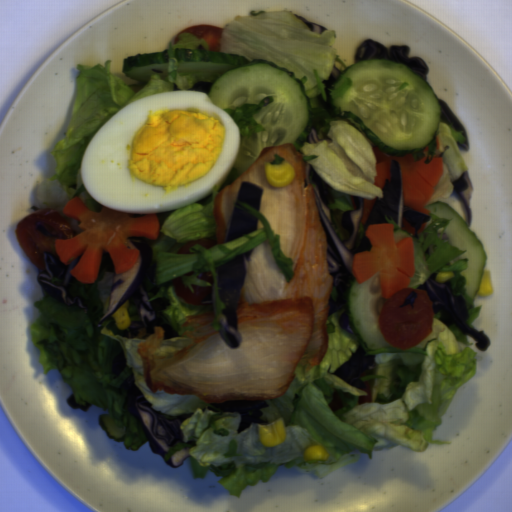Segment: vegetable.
Listing matches in <instances>:
<instances>
[{
    "label": "vegetable",
    "mask_w": 512,
    "mask_h": 512,
    "mask_svg": "<svg viewBox=\"0 0 512 512\" xmlns=\"http://www.w3.org/2000/svg\"><path fill=\"white\" fill-rule=\"evenodd\" d=\"M330 297L334 300V302L337 300V289L335 288L334 279H333V287L330 293Z\"/></svg>",
    "instance_id": "obj_11"
},
{
    "label": "vegetable",
    "mask_w": 512,
    "mask_h": 512,
    "mask_svg": "<svg viewBox=\"0 0 512 512\" xmlns=\"http://www.w3.org/2000/svg\"><path fill=\"white\" fill-rule=\"evenodd\" d=\"M427 216L429 220L425 222V228L416 238L412 233L403 231V226H398L392 219V215L384 216L385 224H393V237L396 244L404 238L412 237L414 273L412 277H408L410 282L406 288L419 290V286L436 273L453 272L455 276L445 282H450L455 295H461L464 298L469 311L466 322L468 325L472 324L478 317L481 304L479 302L475 304L474 298L469 297L465 292L466 279L461 275V271L467 269L469 259H461L453 265H447L466 253V249H457L449 241L446 229L451 218L442 219L431 212Z\"/></svg>",
    "instance_id": "obj_5"
},
{
    "label": "vegetable",
    "mask_w": 512,
    "mask_h": 512,
    "mask_svg": "<svg viewBox=\"0 0 512 512\" xmlns=\"http://www.w3.org/2000/svg\"><path fill=\"white\" fill-rule=\"evenodd\" d=\"M67 287L76 291L87 308L69 305L47 296L34 303L41 314L29 326L44 375L58 370L70 387V396L81 405H96L126 429L124 445L137 449L148 436L126 405L127 391L121 383L131 374L141 394L160 413L180 416L193 413L180 427L181 441L163 455L167 463L180 448H190L193 479H205L208 471L222 478L218 483L230 496L240 498L247 486L269 482L282 466L324 478L340 467L359 461L355 450L373 460L377 437L423 451L434 441L433 432L442 425L456 392L475 375L478 353L470 350L467 335L456 325L446 326L433 313L432 332L412 347L399 349L386 342L378 323L386 300L377 271L367 281L352 279L347 287L345 308L328 316V349L320 363L310 367L300 358L288 389L276 398L265 399L259 420L272 423L282 418L287 438L270 447L259 437L258 422L238 432L240 413L224 411L194 394L151 392L145 383L143 357L138 346L148 337L136 304L128 299L131 324L120 330L114 318L97 320L104 312L98 294V279L81 282L70 273ZM348 319L356 335L341 329L340 315ZM362 346L366 355L375 354L373 370L360 379L371 384L370 403L358 404L366 391L353 387L333 373ZM123 351L125 369L114 379L112 360ZM343 408L332 411L328 404L334 390ZM218 412H212L207 408ZM320 445L329 453L325 460H305L304 450Z\"/></svg>",
    "instance_id": "obj_1"
},
{
    "label": "vegetable",
    "mask_w": 512,
    "mask_h": 512,
    "mask_svg": "<svg viewBox=\"0 0 512 512\" xmlns=\"http://www.w3.org/2000/svg\"><path fill=\"white\" fill-rule=\"evenodd\" d=\"M272 101H274V97L265 96L264 99L257 104H244L232 109H225V112H227L230 118L238 125L241 141L243 136L254 135L256 132H261L264 129L257 126L255 114H258Z\"/></svg>",
    "instance_id": "obj_7"
},
{
    "label": "vegetable",
    "mask_w": 512,
    "mask_h": 512,
    "mask_svg": "<svg viewBox=\"0 0 512 512\" xmlns=\"http://www.w3.org/2000/svg\"><path fill=\"white\" fill-rule=\"evenodd\" d=\"M130 215H131V217H133V218H134V217H144V216H145V215H147V214H134V213H133V214H130Z\"/></svg>",
    "instance_id": "obj_12"
},
{
    "label": "vegetable",
    "mask_w": 512,
    "mask_h": 512,
    "mask_svg": "<svg viewBox=\"0 0 512 512\" xmlns=\"http://www.w3.org/2000/svg\"><path fill=\"white\" fill-rule=\"evenodd\" d=\"M462 134L463 131L455 130L453 124L441 122L439 119L432 141L422 151L412 154L416 161L425 158L423 161L428 165L433 158H442V173L426 206L438 202V199L449 198L454 189L453 182L467 171L457 145L466 143Z\"/></svg>",
    "instance_id": "obj_6"
},
{
    "label": "vegetable",
    "mask_w": 512,
    "mask_h": 512,
    "mask_svg": "<svg viewBox=\"0 0 512 512\" xmlns=\"http://www.w3.org/2000/svg\"><path fill=\"white\" fill-rule=\"evenodd\" d=\"M220 28L219 51L274 62L300 79L310 101L309 122L292 144L308 169L311 165L332 188L331 224L341 240H348L342 214L355 210L354 198L384 197L383 188L374 185L378 164L373 147L377 146L348 117L327 112L318 98L327 102L323 82L334 67L342 76L357 63L346 66L336 53L335 29L321 34L310 31L291 10H251Z\"/></svg>",
    "instance_id": "obj_2"
},
{
    "label": "vegetable",
    "mask_w": 512,
    "mask_h": 512,
    "mask_svg": "<svg viewBox=\"0 0 512 512\" xmlns=\"http://www.w3.org/2000/svg\"><path fill=\"white\" fill-rule=\"evenodd\" d=\"M236 161L221 185L213 188L212 194L200 201L187 206L155 214L158 220L159 235L157 239L144 238L151 248L154 259L155 279L146 281V289L153 286L157 289L155 296L150 301L160 297H166L170 304L162 310L165 319L171 323L178 335L195 329L194 325H183L191 316H199L202 313H213L212 326L215 332H219L218 320L225 311L226 306L219 298V275L217 266L226 265L252 249L257 248L262 242L268 241L274 259L289 283L294 275L289 264L292 259H287L281 252L280 236L274 233L266 217L256 207L241 200H237L234 208L241 209L258 217L257 225L253 233L239 236L233 241L216 244L209 249L194 244L189 252L177 253L185 244L193 240L209 239L215 242L217 225L213 213V207L218 192L228 184L238 179V170L235 168ZM192 276H184L185 272L192 271ZM203 271H211L214 276L213 286L197 277ZM181 277L184 286H187L191 293H194L191 284L196 286H210V295L202 298V303L212 305L195 306L186 302L175 294L171 280Z\"/></svg>",
    "instance_id": "obj_3"
},
{
    "label": "vegetable",
    "mask_w": 512,
    "mask_h": 512,
    "mask_svg": "<svg viewBox=\"0 0 512 512\" xmlns=\"http://www.w3.org/2000/svg\"><path fill=\"white\" fill-rule=\"evenodd\" d=\"M365 229H366V227L364 226V224L361 221L359 229H358V233H357V236H356V239H355V246H356V248H358V246L360 244L361 237L364 234Z\"/></svg>",
    "instance_id": "obj_10"
},
{
    "label": "vegetable",
    "mask_w": 512,
    "mask_h": 512,
    "mask_svg": "<svg viewBox=\"0 0 512 512\" xmlns=\"http://www.w3.org/2000/svg\"><path fill=\"white\" fill-rule=\"evenodd\" d=\"M351 83H352V79H350L348 77L347 79H345L342 82V84L340 86H332L331 85V87L328 88L331 100L340 98L343 95V93L345 92V90L350 87Z\"/></svg>",
    "instance_id": "obj_8"
},
{
    "label": "vegetable",
    "mask_w": 512,
    "mask_h": 512,
    "mask_svg": "<svg viewBox=\"0 0 512 512\" xmlns=\"http://www.w3.org/2000/svg\"><path fill=\"white\" fill-rule=\"evenodd\" d=\"M65 217V219L67 220L73 234H78L80 233L81 231H83V228H81L80 226H78V222L72 218H69L65 215H63Z\"/></svg>",
    "instance_id": "obj_9"
},
{
    "label": "vegetable",
    "mask_w": 512,
    "mask_h": 512,
    "mask_svg": "<svg viewBox=\"0 0 512 512\" xmlns=\"http://www.w3.org/2000/svg\"><path fill=\"white\" fill-rule=\"evenodd\" d=\"M205 39L194 33L183 32L171 39L169 68L164 82L158 74L150 77L139 91L123 84L121 77L113 74L111 61L93 67L78 64L81 73L76 77V92L72 118L66 136L55 144L50 156L55 159L53 175L38 190L41 209H51L62 214L66 204L77 196L92 212L100 211L103 204L96 201L86 190L80 175L82 155L98 131L119 110L135 100L169 92L189 91L198 82L215 83L220 72L202 71L197 74H180L177 69V49H207Z\"/></svg>",
    "instance_id": "obj_4"
}]
</instances>
